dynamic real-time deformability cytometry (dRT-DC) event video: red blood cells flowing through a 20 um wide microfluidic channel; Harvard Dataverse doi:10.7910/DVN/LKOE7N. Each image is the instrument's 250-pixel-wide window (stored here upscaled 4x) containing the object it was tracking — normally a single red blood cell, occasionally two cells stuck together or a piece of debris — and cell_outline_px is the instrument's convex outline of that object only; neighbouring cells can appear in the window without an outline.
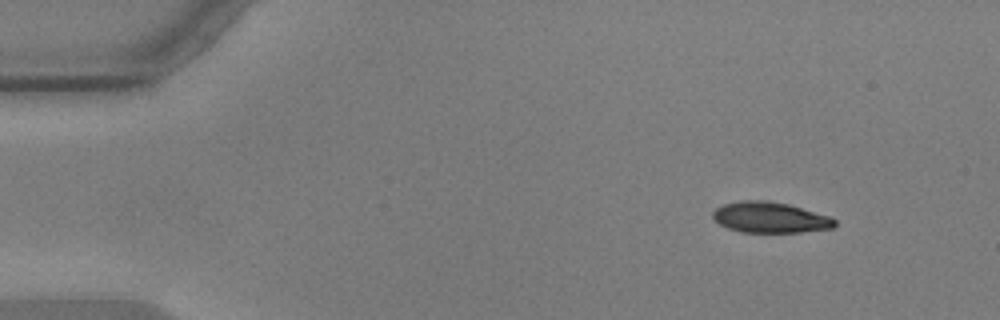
{"species": "common noctule bat (a hibernating species)", "species_latin": "Nyctalus noctula", "temperature_condition": "warm", "stored_images_in_passage": 9, "camera_frame_rate_fps": 3000, "um_per_image_px": 0.085, "animal": {"sex": "male", "body_mass_g": 17.9, "forearm_length_mm": 54.2}, "frame": {"image": 1, "passage_image": 1, "time_ms": 0.0, "image_size_px": [1000, 320], "cell_outline_px": [[836, 224], [832, 228], [800, 232], [740, 232], [728, 228], [720, 224], [712, 216], [712, 212], [716, 208], [724, 204], [740, 200], [768, 200], [788, 204], [832, 216], [836, 220]], "centroid_in_image_um": [65.47, 18.47], "position_along_channel_um": 19.5, "area_um2": 21.96}}